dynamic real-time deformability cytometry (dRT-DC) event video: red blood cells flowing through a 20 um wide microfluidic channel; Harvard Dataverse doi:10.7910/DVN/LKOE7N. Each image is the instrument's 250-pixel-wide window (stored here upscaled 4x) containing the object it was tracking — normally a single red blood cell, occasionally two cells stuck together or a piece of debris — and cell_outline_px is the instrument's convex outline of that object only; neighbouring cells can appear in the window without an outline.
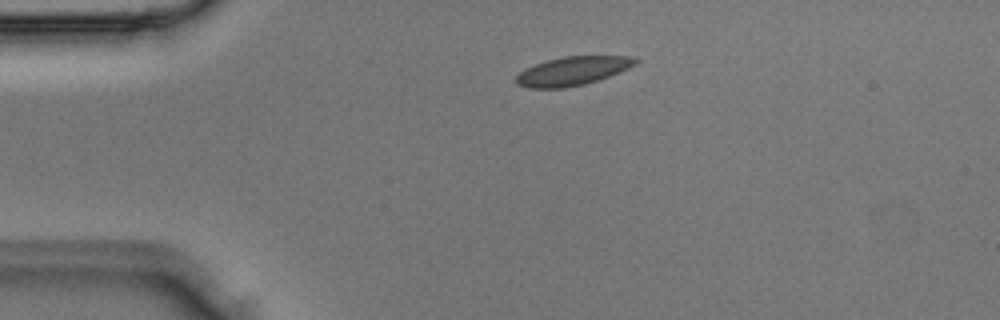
{"species": "Egyptian fruit bat (a non-hibernating species)", "species_latin": "Rousettus aegyptiacus", "temperature_condition": "room temperature", "stored_images_in_passage": 2, "camera_frame_rate_fps": 3000, "um_per_image_px": 0.085, "animal": {"sex": "male"}, "frame": {"image": 1, "passage_image": 1, "time_ms": 0.0, "image_size_px": [1000, 320], "cell_outline_px": [[640, 60], [636, 64], [628, 68], [608, 76], [584, 84], [564, 88], [528, 88], [516, 84], [516, 76], [524, 68], [548, 60], [564, 56], [632, 56]], "centroid_in_image_um": [48.65, 6.03], "position_along_channel_um": 36.4, "area_um2": 19.83}}